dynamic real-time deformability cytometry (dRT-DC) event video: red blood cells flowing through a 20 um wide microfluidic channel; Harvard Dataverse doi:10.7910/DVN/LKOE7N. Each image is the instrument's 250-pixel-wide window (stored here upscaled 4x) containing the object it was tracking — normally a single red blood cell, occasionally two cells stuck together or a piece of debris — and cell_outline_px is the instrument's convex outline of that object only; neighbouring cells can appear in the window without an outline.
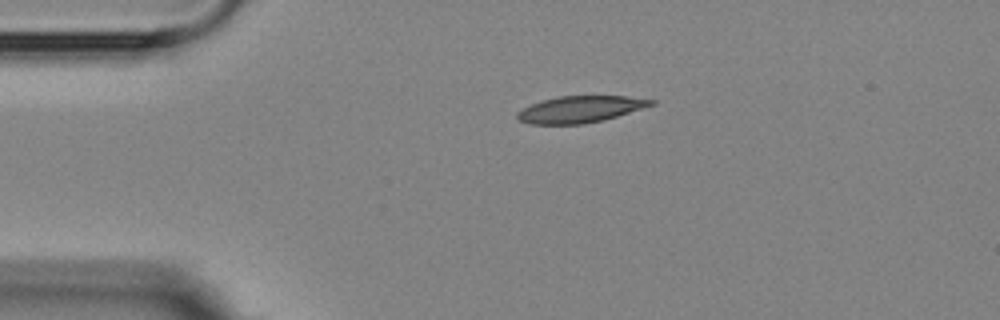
{"species": "Egyptian fruit bat (a non-hibernating species)", "species_latin": "Rousettus aegyptiacus", "temperature_condition": "room temperature", "stored_images_in_passage": 2, "camera_frame_rate_fps": 3000, "um_per_image_px": 0.085, "animal": {"sex": "female"}, "frame": {"image": 1, "passage_image": 1, "time_ms": 0.0, "image_size_px": [1000, 320], "cell_outline_px": [[656, 104], [604, 120], [584, 124], [528, 124], [516, 120], [516, 112], [540, 100], [560, 96], [628, 96], [656, 100]], "centroid_in_image_um": [49.3, 9.29], "position_along_channel_um": 35.7, "area_um2": 20.92}}